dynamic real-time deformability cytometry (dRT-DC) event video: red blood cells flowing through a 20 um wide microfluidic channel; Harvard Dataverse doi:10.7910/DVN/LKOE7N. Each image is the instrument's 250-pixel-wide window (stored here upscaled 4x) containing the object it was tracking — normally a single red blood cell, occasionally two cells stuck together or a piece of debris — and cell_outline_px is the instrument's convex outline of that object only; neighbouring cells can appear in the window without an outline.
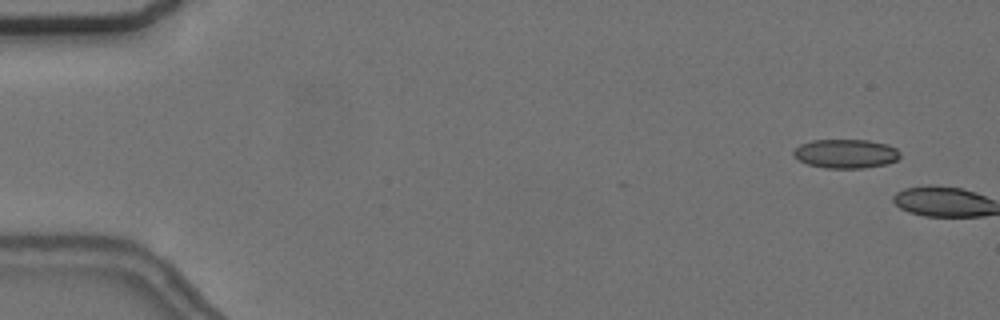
{"species": "common noctule bat (a hibernating species)", "species_latin": "Nyctalus noctula", "temperature_condition": "cold", "stored_images_in_passage": 6, "camera_frame_rate_fps": 3000, "um_per_image_px": 0.085, "animal": {"sex": "female", "body_mass_g": 24.6, "forearm_length_mm": 56.2}, "frame": {"image": 1, "passage_image": 4, "time_ms": 1.0, "image_size_px": [1000, 320], "cell_outline_px": [[900, 156], [896, 160], [888, 164], [864, 168], [824, 168], [808, 164], [792, 156], [792, 152], [800, 144], [812, 140], [868, 140], [888, 144], [896, 148], [900, 152]], "centroid_in_image_um": [71.9, 13.06], "position_along_channel_um": 13.1, "area_um2": 18.15}}